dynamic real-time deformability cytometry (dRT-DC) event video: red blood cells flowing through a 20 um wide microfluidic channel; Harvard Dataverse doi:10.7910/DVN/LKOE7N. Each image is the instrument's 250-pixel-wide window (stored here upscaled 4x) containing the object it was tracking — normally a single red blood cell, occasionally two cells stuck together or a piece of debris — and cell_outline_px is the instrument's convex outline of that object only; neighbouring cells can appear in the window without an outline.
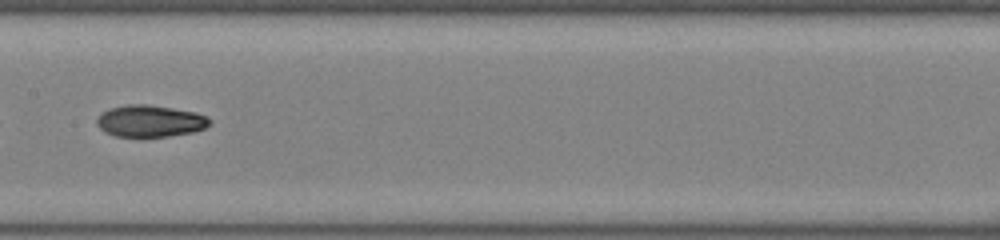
{"species": "common noctule bat (a hibernating species)", "species_latin": "Nyctalus noctula", "temperature_condition": "room temperature", "stored_images_in_passage": 45, "camera_frame_rate_fps": 3000, "um_per_image_px": 0.085, "animal": {"sex": "female", "body_mass_g": 22.0, "forearm_length_mm": 56.7}, "frame": {"image": 1, "passage_image": 22, "time_ms": 7.0, "image_size_px": [1000, 240], "cell_outline_px": [[212, 120], [204, 128], [192, 132], [168, 136], [116, 136], [104, 132], [96, 124], [96, 120], [104, 112], [112, 108], [128, 104], [148, 104], [196, 112], [208, 116]], "centroid_in_image_um": [12.78, 10.28], "position_along_channel_um": 194.6, "area_um2": 20.69}}
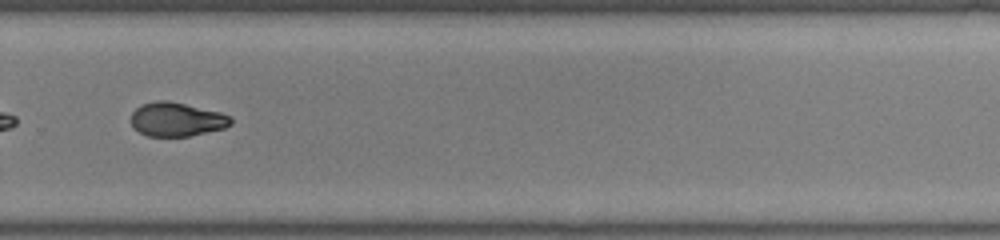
{"frame": {"image": 2, "passage_image": 31, "time_ms": 10.0, "image_size_px": [1000, 240], "cell_outline_px": [[232, 124], [224, 128], [188, 136], [148, 136], [140, 132], [132, 124], [132, 112], [140, 104], [156, 100], [168, 100], [220, 112], [232, 116]], "centroid_in_image_um": [15.03, 10.13], "position_along_channel_um": 314.8, "area_um2": 19.65}}
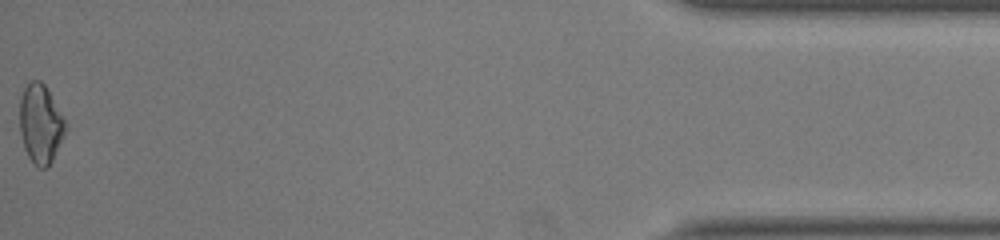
{"frame": {"image": 3, "passage_image": 45, "time_ms": 14.667, "image_size_px": [1000, 240], "cell_outline_px": [[68, 128], [48, 168], [40, 168], [28, 156], [24, 148], [20, 132], [20, 96], [24, 88], [32, 80], [40, 80], [44, 84], [64, 120]], "centroid_in_image_um": [3.44, 10.54], "position_along_channel_um": 431.8, "area_um2": 20.75}, "authors_computed_cell_mechanics": {"area_um2": 20.5768, "velocity_mm_per_s": 4.0146, "shape_relaxation_time_tau1_ms": null, "shape_relaxation_time_tau2_ms": 2.161, "deformation_change_tau1": null, "deformation_change_tau2": 0.0649}}